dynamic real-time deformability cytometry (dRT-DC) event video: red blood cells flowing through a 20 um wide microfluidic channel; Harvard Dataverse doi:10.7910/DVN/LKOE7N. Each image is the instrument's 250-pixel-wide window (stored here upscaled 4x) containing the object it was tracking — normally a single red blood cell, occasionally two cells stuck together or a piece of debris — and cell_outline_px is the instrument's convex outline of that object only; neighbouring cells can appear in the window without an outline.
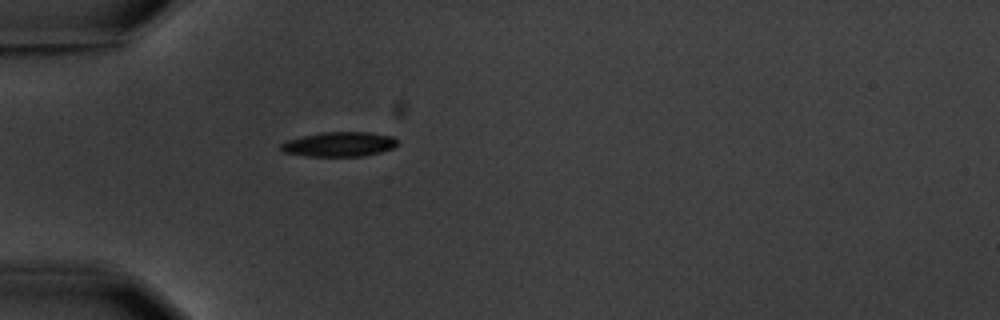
{"species": "common noctule bat (a hibernating species)", "species_latin": "Nyctalus noctula", "temperature_condition": "warm", "stored_images_in_passage": 1, "camera_frame_rate_fps": 3000, "um_per_image_px": 0.085, "animal": {"sex": "male", "body_mass_g": 20.1, "forearm_length_mm": 53.5}, "frame": {"image": 1, "passage_image": 1, "time_ms": 0.0, "image_size_px": [1000, 320], "cell_outline_px": [[396, 144], [392, 148], [380, 152], [364, 156], [308, 156], [284, 152], [280, 148], [280, 144], [288, 140], [320, 132], [368, 132], [392, 136], [396, 140]], "centroid_in_image_um": [28.82, 12.26], "position_along_channel_um": 56.2, "area_um2": 16.53}}